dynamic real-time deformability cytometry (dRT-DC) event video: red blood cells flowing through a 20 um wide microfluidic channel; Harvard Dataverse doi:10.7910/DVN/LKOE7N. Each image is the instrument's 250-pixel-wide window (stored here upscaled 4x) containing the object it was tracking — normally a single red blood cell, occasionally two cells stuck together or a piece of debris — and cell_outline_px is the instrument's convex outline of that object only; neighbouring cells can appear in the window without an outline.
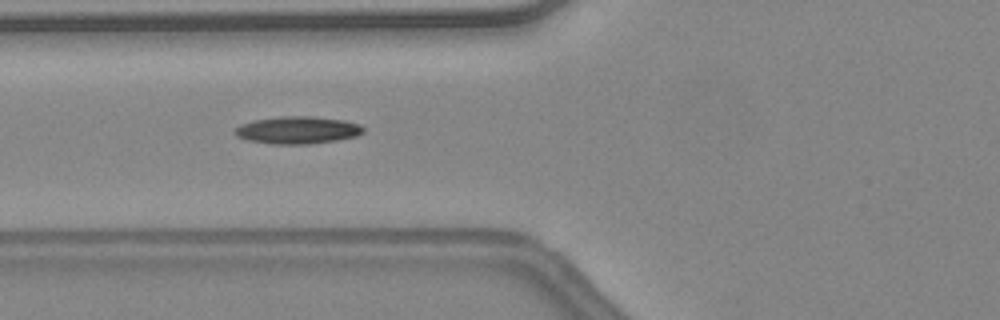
{"species": "common noctule bat (a hibernating species)", "species_latin": "Nyctalus noctula", "temperature_condition": "warm", "stored_images_in_passage": 48, "camera_frame_rate_fps": 3000, "um_per_image_px": 0.085, "animal": {"sex": "female", "body_mass_g": 24.6, "forearm_length_mm": 56.2}, "frame": {"image": 1, "passage_image": 21, "time_ms": 6.667, "image_size_px": [1000, 320], "cell_outline_px": [[364, 132], [356, 136], [336, 140], [308, 144], [272, 144], [248, 140], [236, 136], [232, 132], [240, 124], [252, 120], [280, 116], [312, 116], [344, 120], [360, 124], [364, 128]], "centroid_in_image_um": [25.27, 11.05], "position_along_channel_um": 100.5, "area_um2": 20.63}, "authors_computed_cell_mechanics": {"area_um2": 18.6405, "velocity_mm_per_s": 4.5639, "shape_relaxation_time_tau1_ms": 7.4931, "shape_relaxation_time_tau2_ms": 9.3933, "deformation_change_tau1": 0.2184, "deformation_change_tau2": 0.2105}}